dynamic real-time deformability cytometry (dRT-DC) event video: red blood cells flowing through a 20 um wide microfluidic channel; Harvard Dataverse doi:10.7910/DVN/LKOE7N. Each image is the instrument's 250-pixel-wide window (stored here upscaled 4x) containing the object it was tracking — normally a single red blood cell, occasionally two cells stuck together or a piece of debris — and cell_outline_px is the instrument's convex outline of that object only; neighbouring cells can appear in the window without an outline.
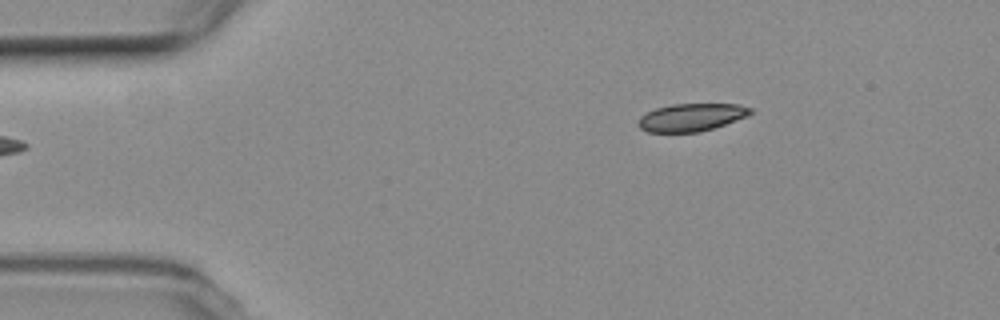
{"species": "common noctule bat (a hibernating species)", "species_latin": "Nyctalus noctula", "temperature_condition": "room temperature", "stored_images_in_passage": 2, "camera_frame_rate_fps": 3000, "um_per_image_px": 0.085, "animal": {"sex": "female", "body_mass_g": 19.3, "forearm_length_mm": 54.1}, "frame": {"image": 1, "passage_image": 1, "time_ms": 0.0, "image_size_px": [1000, 320], "cell_outline_px": [[752, 112], [748, 116], [700, 132], [648, 132], [640, 128], [640, 116], [656, 108], [672, 104], [740, 104], [752, 108]], "centroid_in_image_um": [58.79, 9.96], "position_along_channel_um": 26.2, "area_um2": 17.92}}